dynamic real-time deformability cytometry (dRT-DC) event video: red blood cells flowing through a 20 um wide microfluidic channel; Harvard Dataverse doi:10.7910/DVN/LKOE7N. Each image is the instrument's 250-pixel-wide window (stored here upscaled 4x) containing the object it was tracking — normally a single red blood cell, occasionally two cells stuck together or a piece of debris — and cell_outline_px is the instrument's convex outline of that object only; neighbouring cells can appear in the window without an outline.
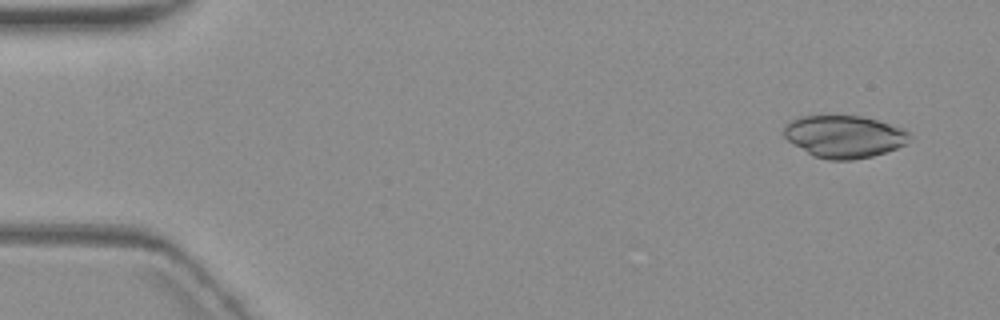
{"species": "common noctule bat (a hibernating species)", "species_latin": "Nyctalus noctula", "temperature_condition": "warm", "stored_images_in_passage": 6, "camera_frame_rate_fps": 3000, "um_per_image_px": 0.085, "animal": {"sex": "female", "body_mass_g": 19.3, "forearm_length_mm": 54.1}, "frame": {"image": 1, "passage_image": 1, "time_ms": 0.0, "image_size_px": [1000, 320], "cell_outline_px": [[912, 136], [904, 144], [896, 148], [872, 156], [852, 160], [828, 160], [816, 156], [808, 152], [788, 140], [784, 136], [784, 124], [796, 116], [864, 116], [904, 128]], "centroid_in_image_um": [71.76, 11.59], "position_along_channel_um": 13.2, "area_um2": 30.87}}